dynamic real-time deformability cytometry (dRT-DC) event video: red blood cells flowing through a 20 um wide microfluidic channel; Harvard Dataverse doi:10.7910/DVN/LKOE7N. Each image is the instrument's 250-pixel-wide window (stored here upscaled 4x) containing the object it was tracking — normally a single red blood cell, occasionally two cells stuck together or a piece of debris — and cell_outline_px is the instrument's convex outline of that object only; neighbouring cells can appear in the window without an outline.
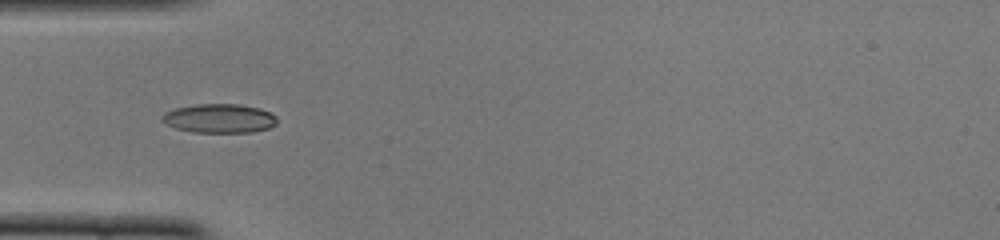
{"species": "common noctule bat (a hibernating species)", "species_latin": "Nyctalus noctula", "temperature_condition": "cold", "stored_images_in_passage": 35, "camera_frame_rate_fps": 3000, "um_per_image_px": 0.085, "animal": {"sex": "female", "body_mass_g": 22.0, "forearm_length_mm": 56.7}, "frame": {"image": 1, "passage_image": 1, "time_ms": 0.0, "image_size_px": [1000, 240], "cell_outline_px": [[276, 124], [268, 128], [252, 132], [192, 132], [176, 128], [160, 120], [160, 116], [164, 112], [176, 108], [196, 104], [240, 104], [260, 108], [276, 116]], "centroid_in_image_um": [18.62, 10.06], "position_along_channel_um": 66.4, "area_um2": 19.42}}
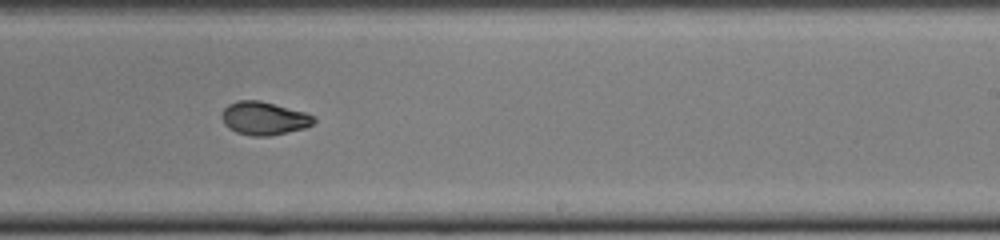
{"frame": {"image": 2, "passage_image": 16, "time_ms": 5.0, "image_size_px": [1000, 240], "cell_outline_px": [[316, 120], [312, 124], [304, 128], [268, 136], [252, 136], [236, 132], [228, 128], [224, 124], [220, 116], [224, 108], [228, 104], [236, 100], [260, 100], [308, 112], [316, 116]], "centroid_in_image_um": [22.44, 10.04], "position_along_channel_um": 266.6, "area_um2": 18.09}}
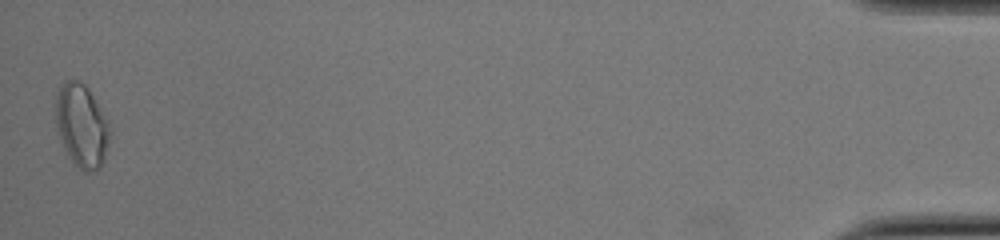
{"frame": {"image": 3, "passage_image": 35, "time_ms": 11.333, "image_size_px": [1000, 240], "cell_outline_px": [[112, 128], [104, 160], [92, 172], [84, 172], [72, 160], [64, 148], [56, 124], [56, 96], [64, 80], [80, 80], [84, 84], [108, 120]], "centroid_in_image_um": [6.96, 10.67], "position_along_channel_um": 428.2, "area_um2": 25.84}, "authors_computed_cell_mechanics": {"area_um2": 18.2648, "velocity_mm_per_s": 4.0058, "shape_relaxation_time_tau1_ms": null, "shape_relaxation_time_tau2_ms": 2.8594, "deformation_change_tau1": null, "deformation_change_tau2": 0.0627}}